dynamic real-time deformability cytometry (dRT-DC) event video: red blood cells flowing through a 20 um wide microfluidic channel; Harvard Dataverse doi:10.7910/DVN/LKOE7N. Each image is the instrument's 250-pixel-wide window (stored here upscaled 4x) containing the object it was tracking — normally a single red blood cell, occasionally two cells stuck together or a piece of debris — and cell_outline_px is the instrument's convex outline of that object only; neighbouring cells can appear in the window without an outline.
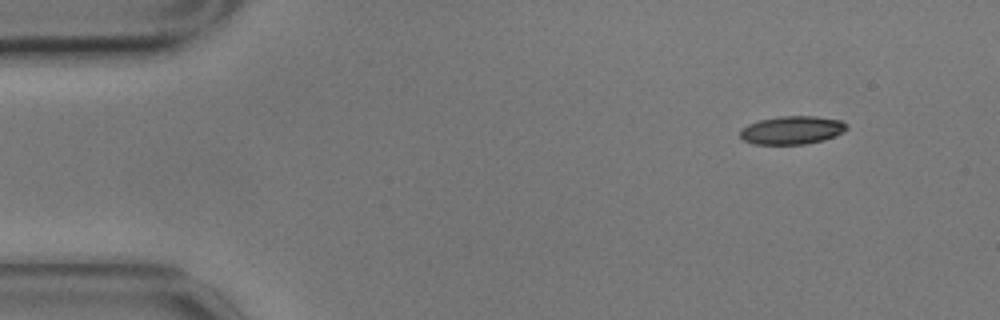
{"species": "common noctule bat (a hibernating species)", "species_latin": "Nyctalus noctula", "temperature_condition": "cold", "stored_images_in_passage": 52, "camera_frame_rate_fps": 3000, "um_per_image_px": 0.085, "animal": {"sex": "male", "body_mass_g": 17.9}, "frame": {"image": 1, "passage_image": 1, "time_ms": 0.0, "image_size_px": [1000, 320], "cell_outline_px": [[848, 128], [844, 132], [824, 140], [804, 144], [752, 144], [744, 140], [740, 136], [740, 128], [748, 124], [760, 120], [780, 116], [816, 116], [840, 120], [848, 124]], "centroid_in_image_um": [67.33, 11.06], "position_along_channel_um": 17.7, "area_um2": 17.63}}
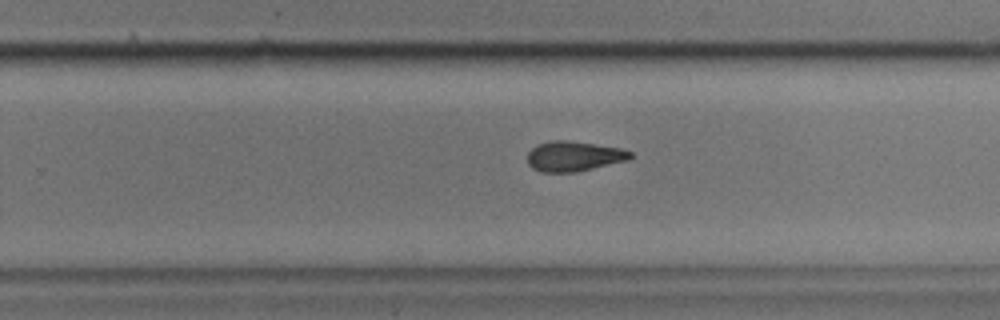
{"frame": {"image": 2, "passage_image": 31, "time_ms": 10.0, "image_size_px": [1000, 320], "cell_outline_px": [[632, 156], [628, 160], [576, 172], [540, 172], [532, 168], [528, 164], [528, 152], [536, 144], [552, 140], [568, 140], [620, 148], [632, 152]], "centroid_in_image_um": [48.74, 13.28], "position_along_channel_um": 281.1, "area_um2": 18.03}}
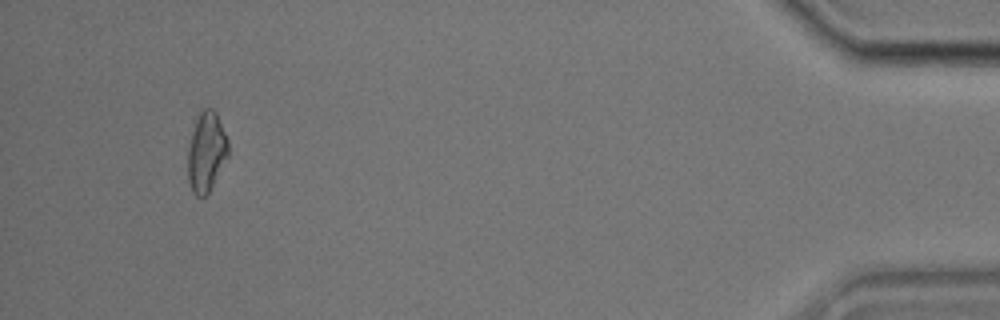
{"frame": {"image": 3, "passage_image": 49, "time_ms": 16.0, "image_size_px": [1000, 320], "cell_outline_px": [[228, 156], [208, 192], [204, 196], [196, 196], [192, 192], [188, 180], [188, 148], [192, 132], [196, 120], [200, 112], [204, 108], [212, 108], [216, 112], [228, 140]], "centroid_in_image_um": [17.53, 12.9], "position_along_channel_um": 417.7, "area_um2": 18.5}, "authors_computed_cell_mechanics": {"area_um2": 18.6694, "velocity_mm_per_s": 3.4875, "shape_relaxation_time_tau1_ms": 3.2956, "shape_relaxation_time_tau2_ms": 9.1969, "deformation_change_tau1": 0.1166, "deformation_change_tau2": 0.1905}}